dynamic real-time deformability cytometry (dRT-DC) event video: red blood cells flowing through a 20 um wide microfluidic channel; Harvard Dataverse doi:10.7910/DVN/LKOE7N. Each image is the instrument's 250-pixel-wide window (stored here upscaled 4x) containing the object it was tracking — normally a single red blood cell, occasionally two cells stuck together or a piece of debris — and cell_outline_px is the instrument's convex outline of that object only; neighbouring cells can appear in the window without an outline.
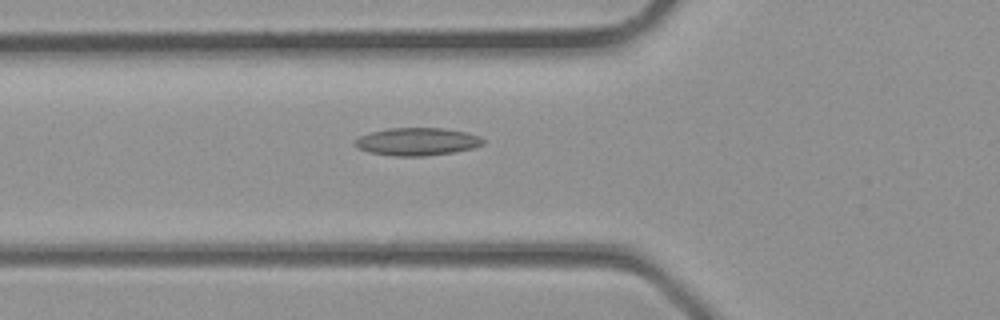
{"species": "common noctule bat (a hibernating species)", "species_latin": "Nyctalus noctula", "temperature_condition": "room temperature", "stored_images_in_passage": 22, "camera_frame_rate_fps": 3000, "um_per_image_px": 0.085, "animal": {"sex": "male", "body_mass_g": 23.1, "forearm_length_mm": 52.7}, "frame": {"image": 1, "passage_image": 2, "time_ms": 0.333, "image_size_px": [1000, 320], "cell_outline_px": [[484, 144], [472, 148], [452, 152], [424, 156], [392, 156], [368, 152], [360, 148], [356, 144], [356, 140], [360, 136], [372, 132], [388, 128], [444, 128], [468, 132], [480, 136], [484, 140]], "centroid_in_image_um": [35.5, 12.03], "position_along_channel_um": 90.3, "area_um2": 20.58}}
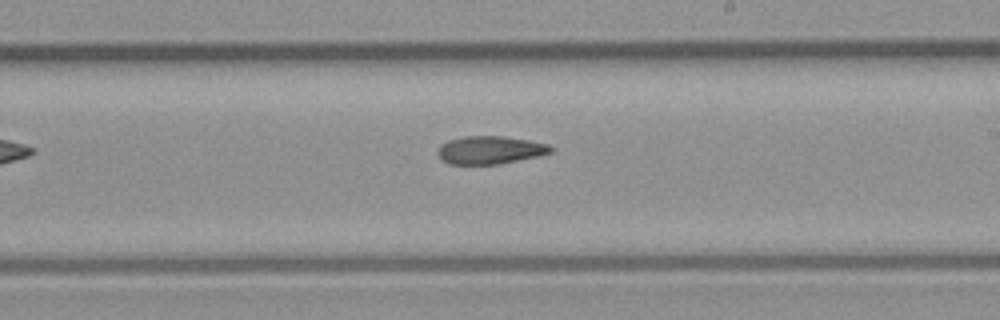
{"frame": {"image": 2, "passage_image": 10, "time_ms": 3.0, "image_size_px": [1000, 320], "cell_outline_px": [[552, 152], [536, 156], [500, 164], [448, 164], [436, 152], [440, 144], [448, 140], [464, 136], [504, 136], [528, 140], [548, 144], [552, 148]], "centroid_in_image_um": [41.62, 12.74], "position_along_channel_um": 247.4, "area_um2": 18.32}}
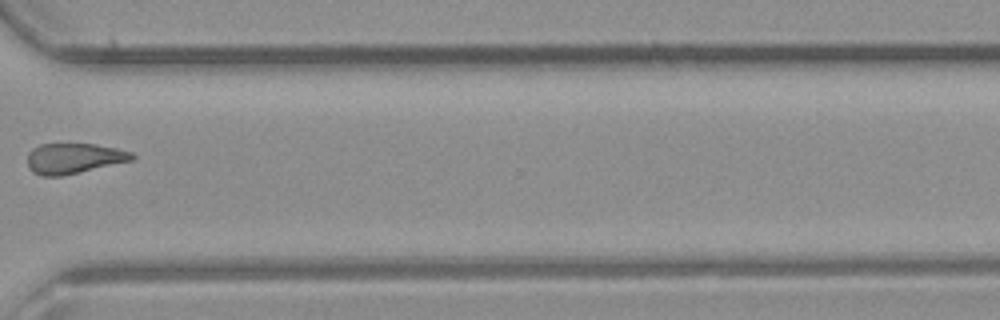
{"frame": {"image": 3, "passage_image": 16, "time_ms": 5.0, "image_size_px": [1000, 320], "cell_outline_px": [[136, 156], [132, 160], [80, 172], [60, 176], [40, 176], [32, 172], [28, 168], [28, 152], [32, 148], [40, 144], [96, 144], [116, 148], [132, 152]], "centroid_in_image_um": [6.25, 13.46], "position_along_channel_um": 364.4, "area_um2": 18.55}}